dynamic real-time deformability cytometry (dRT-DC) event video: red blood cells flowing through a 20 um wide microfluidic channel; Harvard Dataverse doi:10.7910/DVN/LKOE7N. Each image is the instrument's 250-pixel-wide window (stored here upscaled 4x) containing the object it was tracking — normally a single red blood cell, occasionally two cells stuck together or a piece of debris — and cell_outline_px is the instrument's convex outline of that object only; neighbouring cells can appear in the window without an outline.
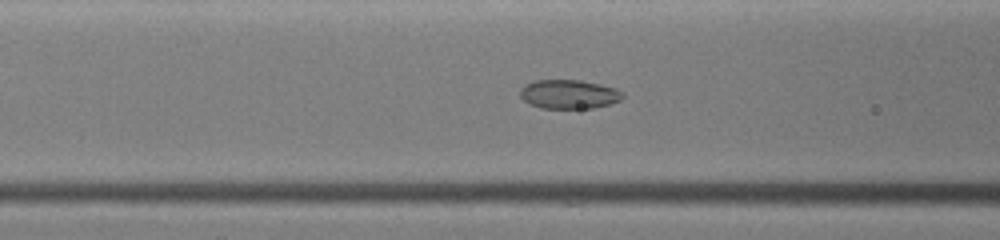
{"species": "common noctule bat (a hibernating species)", "species_latin": "Nyctalus noctula", "temperature_condition": "warm", "stored_images_in_passage": 39, "camera_frame_rate_fps": 3000, "um_per_image_px": 0.085, "animal": {"sex": "female", "body_mass_g": 19.0, "forearm_length_mm": 51.5}, "frame": {"image": 1, "passage_image": 15, "time_ms": 4.667, "image_size_px": [1000, 240], "cell_outline_px": [[624, 96], [620, 100], [608, 104], [592, 108], [540, 108], [528, 104], [520, 96], [520, 88], [524, 84], [536, 80], [580, 80], [600, 84], [616, 88], [624, 92]], "centroid_in_image_um": [48.34, 8.0], "position_along_channel_um": 118.3, "area_um2": 17.46}}
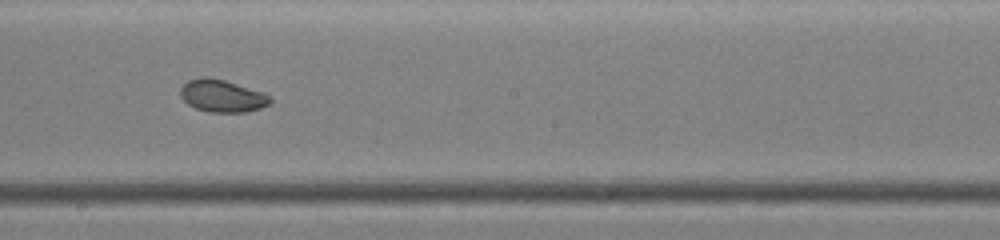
{"frame": {"image": 2, "passage_image": 22, "time_ms": 7.0, "image_size_px": [1000, 240], "cell_outline_px": [[272, 104], [260, 108], [244, 112], [208, 112], [196, 108], [188, 104], [180, 96], [180, 88], [188, 80], [200, 76], [204, 76], [224, 80], [264, 92], [272, 96]], "centroid_in_image_um": [18.91, 8.15], "position_along_channel_um": 229.3, "area_um2": 17.11}}
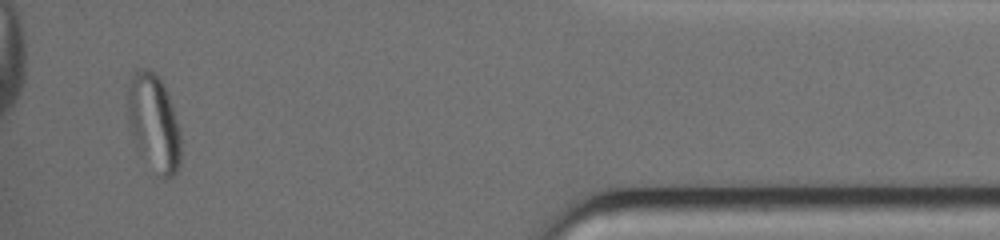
{"frame": {"image": 3, "passage_image": 37, "time_ms": 12.0, "image_size_px": [1000, 240], "cell_outline_px": [[180, 164], [176, 172], [172, 176], [164, 180], [140, 156], [132, 140], [128, 124], [128, 88], [132, 72], [136, 68], [148, 68], [164, 84], [180, 132]], "centroid_in_image_um": [13.04, 10.46], "position_along_channel_um": 422.2, "area_um2": 30.17}, "authors_computed_cell_mechanics": {"area_um2": 19.4208, "velocity_mm_per_s": 4.7741, "shape_relaxation_time_tau1_ms": 10.7521, "shape_relaxation_time_tau2_ms": null, "deformation_change_tau1": 0.2404, "deformation_change_tau2": null}}